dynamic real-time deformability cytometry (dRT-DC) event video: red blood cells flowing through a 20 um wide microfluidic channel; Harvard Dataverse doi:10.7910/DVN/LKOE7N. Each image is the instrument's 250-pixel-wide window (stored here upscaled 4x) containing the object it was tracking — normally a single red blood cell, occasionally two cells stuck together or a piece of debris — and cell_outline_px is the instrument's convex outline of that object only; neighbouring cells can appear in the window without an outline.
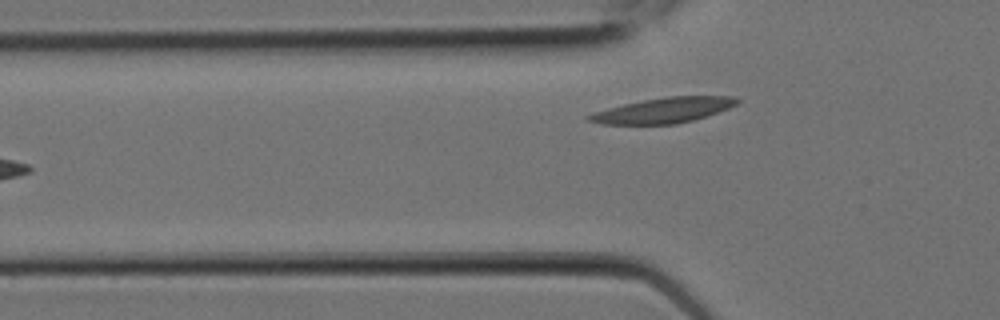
{"species": "Egyptian fruit bat (a non-hibernating species)", "species_latin": "Rousettus aegyptiacus", "temperature_condition": "room temperature", "stored_images_in_passage": 7, "camera_frame_rate_fps": 3000, "um_per_image_px": 0.085, "animal": {"sex": "female"}, "frame": {"image": 1, "passage_image": 7, "time_ms": 2.0, "image_size_px": [1000, 320], "cell_outline_px": [[740, 100], [736, 104], [728, 108], [692, 120], [676, 124], [600, 124], [588, 120], [584, 116], [592, 112], [624, 104], [664, 96], [736, 96]], "centroid_in_image_um": [56.35, 9.37], "position_along_channel_um": 69.5, "area_um2": 21.68}}